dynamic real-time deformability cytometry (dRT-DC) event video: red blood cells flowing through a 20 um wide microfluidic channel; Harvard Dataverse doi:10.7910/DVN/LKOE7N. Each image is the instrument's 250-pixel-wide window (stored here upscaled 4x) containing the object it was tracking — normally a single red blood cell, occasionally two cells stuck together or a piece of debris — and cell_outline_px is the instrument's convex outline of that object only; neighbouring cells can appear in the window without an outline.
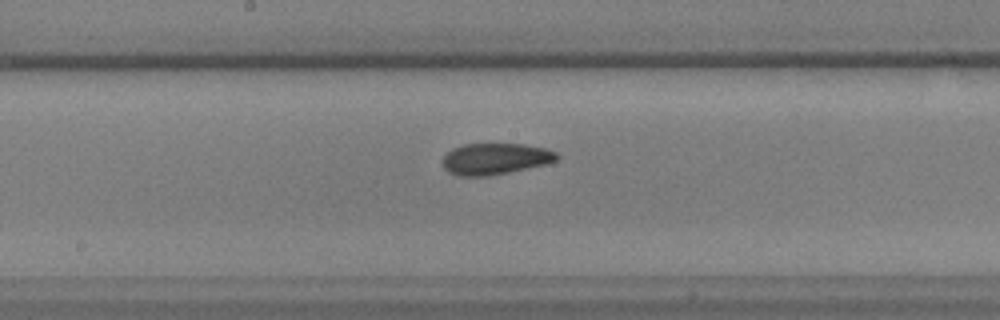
{"species": "common noctule bat (a hibernating species)", "species_latin": "Nyctalus noctula", "temperature_condition": "warm", "stored_images_in_passage": 33, "camera_frame_rate_fps": 3000, "um_per_image_px": 0.085, "animal": {"sex": "male", "body_mass_g": 17.9, "forearm_length_mm": 54.2}, "frame": {"image": 1, "passage_image": 13, "time_ms": 4.0, "image_size_px": [1000, 320], "cell_outline_px": [[560, 156], [556, 160], [544, 164], [508, 172], [488, 176], [456, 176], [448, 172], [444, 168], [444, 156], [452, 148], [464, 144], [524, 144], [544, 148], [556, 152]], "centroid_in_image_um": [42.07, 13.5], "position_along_channel_um": 206.1, "area_um2": 20.69}}
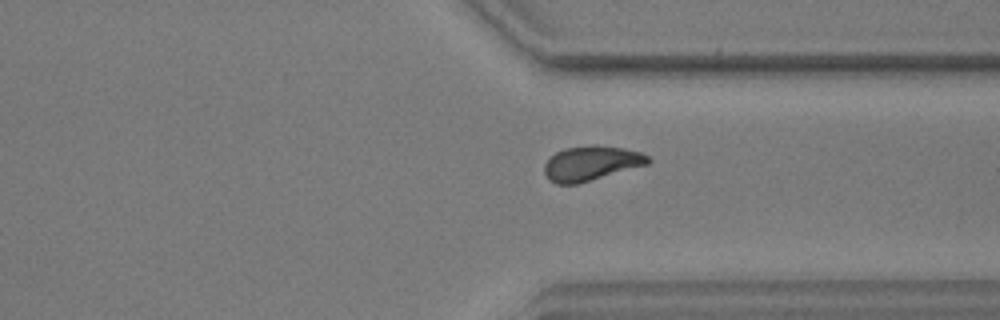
{"frame": {"image": 2, "passage_image": 24, "time_ms": 7.667, "image_size_px": [1000, 320], "cell_outline_px": [[652, 160], [648, 164], [576, 184], [556, 184], [548, 180], [544, 172], [544, 164], [556, 152], [564, 148], [596, 144], [624, 148], [640, 152], [648, 156]], "centroid_in_image_um": [50.24, 13.87], "position_along_channel_um": 361.2, "area_um2": 20.92}}
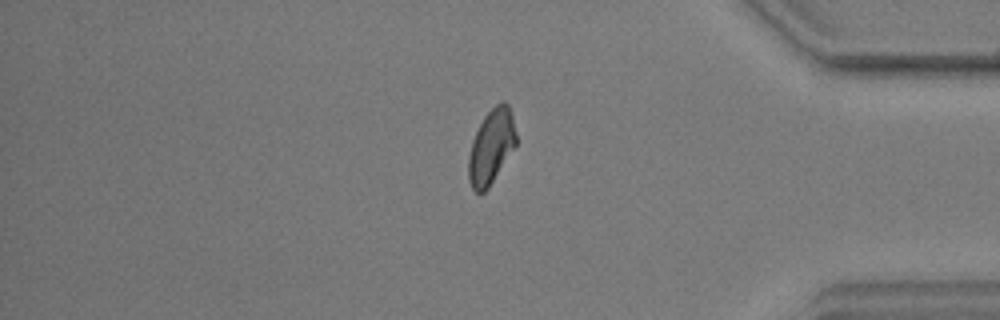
{"frame": {"image": 3, "passage_image": 28, "time_ms": 9.0, "image_size_px": [1000, 320], "cell_outline_px": [[516, 144], [488, 188], [484, 192], [476, 192], [472, 188], [468, 180], [468, 156], [472, 140], [484, 116], [500, 100], [504, 100], [508, 104], [512, 116], [516, 132]], "centroid_in_image_um": [41.74, 12.45], "position_along_channel_um": 393.5, "area_um2": 20.52}}